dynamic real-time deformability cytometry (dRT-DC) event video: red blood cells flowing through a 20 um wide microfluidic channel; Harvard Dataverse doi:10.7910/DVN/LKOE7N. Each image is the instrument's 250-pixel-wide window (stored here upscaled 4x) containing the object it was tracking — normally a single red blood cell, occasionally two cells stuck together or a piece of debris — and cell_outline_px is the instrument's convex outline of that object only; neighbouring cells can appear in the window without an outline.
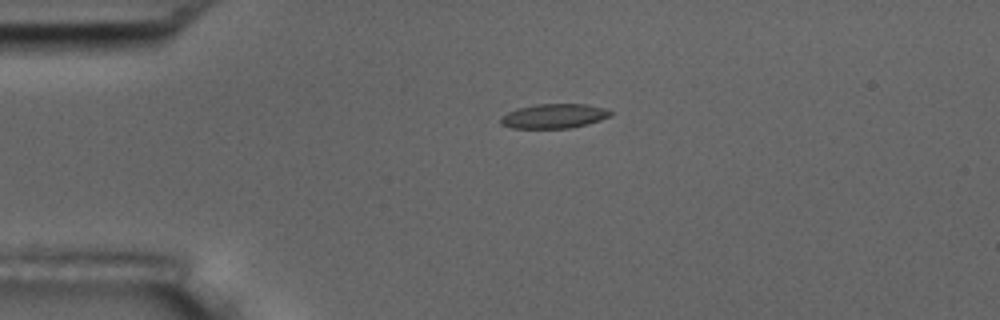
{"species": "common noctule bat (a hibernating species)", "species_latin": "Nyctalus noctula", "temperature_condition": "room temperature", "stored_images_in_passage": 4, "camera_frame_rate_fps": 3000, "um_per_image_px": 0.085, "animal": {"sex": "male", "body_mass_g": 17.5, "forearm_length_mm": 52.3}, "frame": {"image": 1, "passage_image": 3, "time_ms": 0.667, "image_size_px": [1000, 320], "cell_outline_px": [[612, 112], [608, 116], [600, 120], [588, 124], [568, 128], [512, 128], [500, 124], [500, 116], [516, 108], [536, 104], [588, 104], [604, 108]], "centroid_in_image_um": [47.04, 9.86], "position_along_channel_um": 38.0, "area_um2": 15.66}}